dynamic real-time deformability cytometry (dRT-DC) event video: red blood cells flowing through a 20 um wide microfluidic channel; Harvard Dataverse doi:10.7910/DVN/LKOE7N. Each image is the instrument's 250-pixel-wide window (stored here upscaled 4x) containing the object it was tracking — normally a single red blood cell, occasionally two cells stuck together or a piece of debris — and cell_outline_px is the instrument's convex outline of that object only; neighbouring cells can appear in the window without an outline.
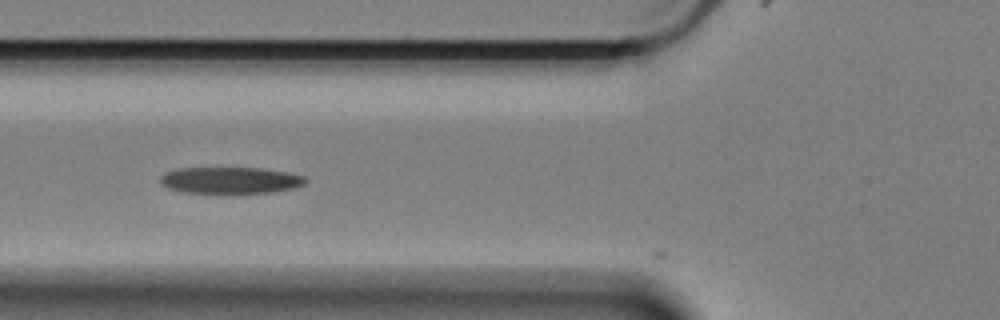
{"species": "Egyptian fruit bat (a non-hibernating species)", "species_latin": "Rousettus aegyptiacus", "temperature_condition": "cold", "stored_images_in_passage": 8, "camera_frame_rate_fps": 3000, "um_per_image_px": 0.085, "animal": {"sex": "female"}, "frame": {"image": 1, "passage_image": 4, "time_ms": 1.0, "image_size_px": [1000, 320], "cell_outline_px": [[308, 180], [304, 184], [296, 188], [272, 192], [244, 196], [220, 196], [180, 192], [168, 188], [160, 184], [160, 176], [164, 172], [176, 168], [260, 168], [288, 172], [304, 176]], "centroid_in_image_um": [19.55, 15.39], "position_along_channel_um": 106.2, "area_um2": 24.1}}
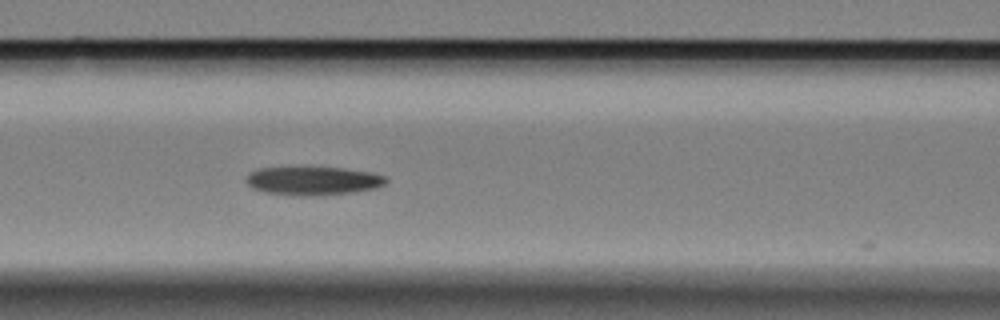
{"frame": {"image": 2, "passage_image": 7, "time_ms": 2.0, "image_size_px": [1000, 320], "cell_outline_px": [[388, 180], [384, 184], [376, 188], [352, 192], [320, 196], [296, 196], [264, 192], [252, 188], [244, 180], [248, 172], [260, 168], [344, 168], [372, 172], [384, 176]], "centroid_in_image_um": [26.58, 15.38], "position_along_channel_um": 140.0, "area_um2": 23.35}}